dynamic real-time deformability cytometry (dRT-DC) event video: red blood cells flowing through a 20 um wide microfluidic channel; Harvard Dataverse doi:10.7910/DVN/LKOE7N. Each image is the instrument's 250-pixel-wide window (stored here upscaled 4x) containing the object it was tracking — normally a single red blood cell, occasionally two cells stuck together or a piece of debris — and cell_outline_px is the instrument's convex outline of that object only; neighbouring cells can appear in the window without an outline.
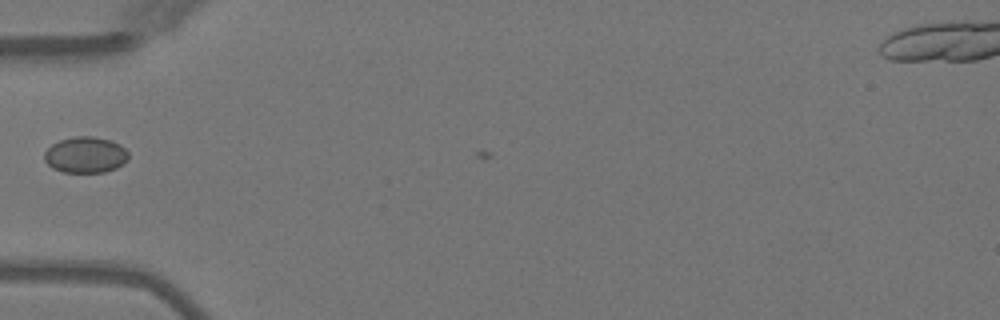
{"species": "Egyptian fruit bat (a non-hibernating species)", "species_latin": "Rousettus aegyptiacus", "temperature_condition": "warm", "stored_images_in_passage": 3, "camera_frame_rate_fps": 3000, "um_per_image_px": 0.085, "animal": {"sex": "female"}, "frame": {"image": 1, "passage_image": 2, "time_ms": 1.333, "image_size_px": [1000, 320], "cell_outline_px": [[128, 160], [124, 164], [116, 168], [104, 172], [64, 172], [52, 168], [44, 160], [44, 152], [52, 144], [60, 140], [76, 136], [92, 136], [108, 140], [120, 144], [128, 152]], "centroid_in_image_um": [7.27, 13.17], "position_along_channel_um": 77.7, "area_um2": 17.69}}
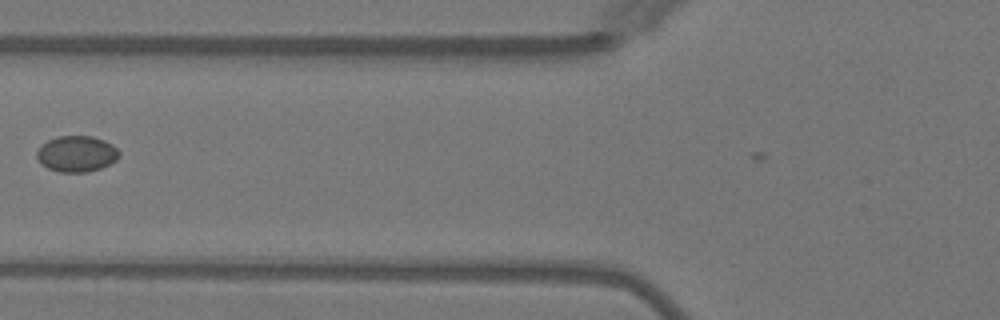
{"frame": {"image": 2, "passage_image": 3, "time_ms": 2.333, "image_size_px": [1000, 320], "cell_outline_px": [[120, 156], [116, 160], [100, 168], [88, 172], [60, 172], [48, 168], [36, 156], [36, 152], [48, 140], [60, 136], [92, 136], [104, 140], [112, 144], [120, 152]], "centroid_in_image_um": [6.55, 13.07], "position_along_channel_um": 119.2, "area_um2": 17.05}}